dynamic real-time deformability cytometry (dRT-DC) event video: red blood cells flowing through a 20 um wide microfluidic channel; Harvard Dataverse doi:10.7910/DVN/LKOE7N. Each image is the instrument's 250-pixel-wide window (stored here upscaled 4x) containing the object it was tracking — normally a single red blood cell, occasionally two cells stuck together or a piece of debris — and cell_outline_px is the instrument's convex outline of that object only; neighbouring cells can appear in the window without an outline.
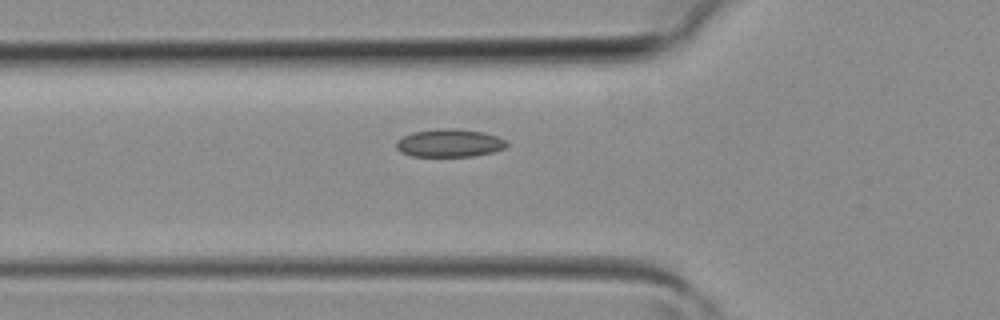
{"species": "common noctule bat (a hibernating species)", "species_latin": "Nyctalus noctula", "temperature_condition": "room temperature", "stored_images_in_passage": 39, "camera_frame_rate_fps": 3000, "um_per_image_px": 0.085, "animal": {"sex": "female", "body_mass_g": 19.3, "forearm_length_mm": 54.1}, "frame": {"image": 1, "passage_image": 14, "time_ms": 4.333, "image_size_px": [1000, 320], "cell_outline_px": [[508, 144], [504, 148], [492, 152], [472, 156], [412, 156], [400, 152], [396, 148], [396, 140], [412, 132], [436, 128], [456, 128], [484, 132], [508, 140]], "centroid_in_image_um": [38.19, 12.14], "position_along_channel_um": 87.6, "area_um2": 18.15}}
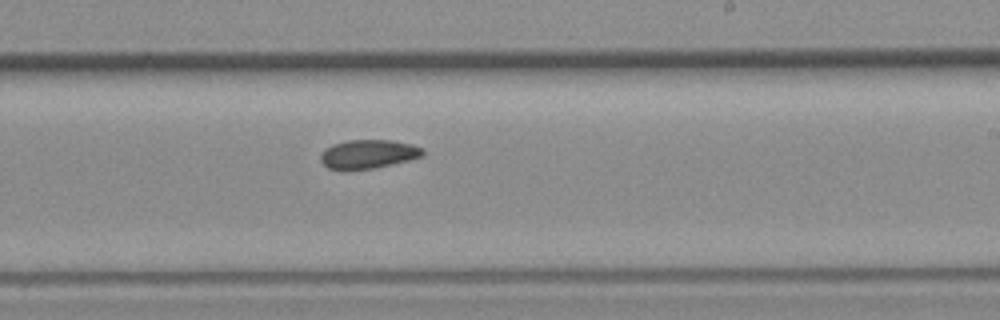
{"frame": {"image": 2, "passage_image": 24, "time_ms": 7.667, "image_size_px": [1000, 320], "cell_outline_px": [[424, 156], [408, 160], [372, 168], [328, 168], [320, 160], [320, 156], [324, 148], [332, 144], [348, 140], [392, 140], [412, 144], [424, 148]], "centroid_in_image_um": [31.33, 13.06], "position_along_channel_um": 257.7, "area_um2": 16.88}}
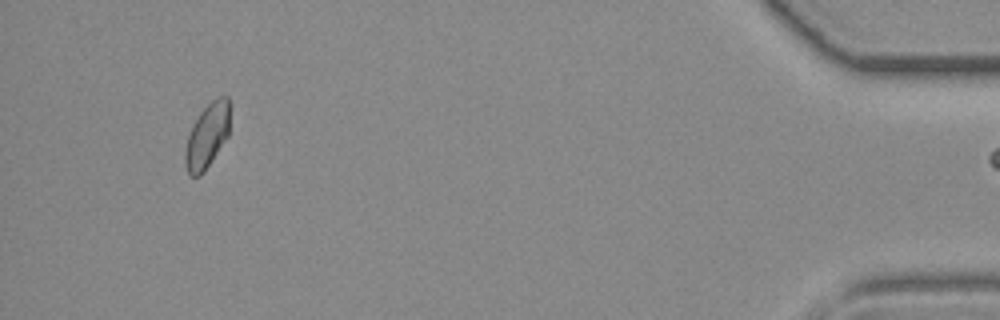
{"frame": {"image": 3, "passage_image": 38, "time_ms": 12.333, "image_size_px": [1000, 320], "cell_outline_px": [[232, 104], [228, 136], [204, 172], [200, 176], [192, 176], [188, 172], [184, 164], [184, 156], [188, 136], [200, 112], [216, 96], [228, 96]], "centroid_in_image_um": [17.66, 11.49], "position_along_channel_um": 417.5, "area_um2": 17.05}}